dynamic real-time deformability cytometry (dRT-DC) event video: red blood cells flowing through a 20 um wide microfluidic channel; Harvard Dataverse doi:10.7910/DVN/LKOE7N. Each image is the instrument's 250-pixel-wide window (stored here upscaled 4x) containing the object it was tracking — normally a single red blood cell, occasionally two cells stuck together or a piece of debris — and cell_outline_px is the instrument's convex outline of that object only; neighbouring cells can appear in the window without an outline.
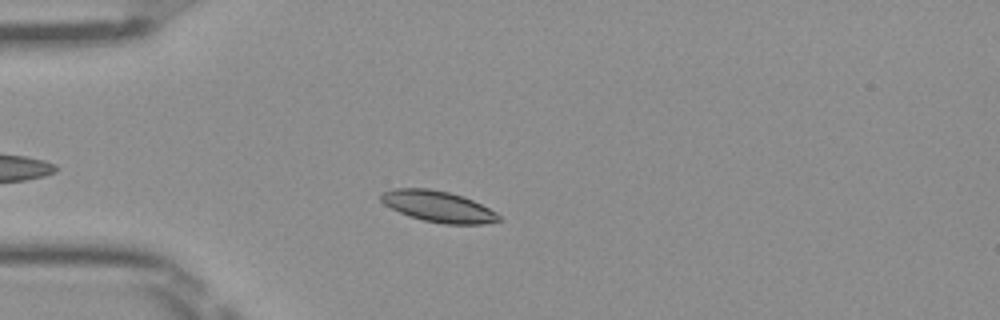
{"species": "Egyptian fruit bat (a non-hibernating species)", "species_latin": "Rousettus aegyptiacus", "temperature_condition": "room temperature", "stored_images_in_passage": 46, "camera_frame_rate_fps": 3000, "um_per_image_px": 0.085, "frame": {"image": 1, "passage_image": 9, "time_ms": 2.667, "image_size_px": [1000, 320], "cell_outline_px": [[500, 220], [484, 224], [444, 224], [424, 220], [408, 216], [384, 204], [380, 200], [380, 192], [392, 188], [428, 188], [448, 192], [464, 196], [496, 212], [500, 216]], "centroid_in_image_um": [37.21, 17.54], "position_along_channel_um": 47.8, "area_um2": 21.33}}
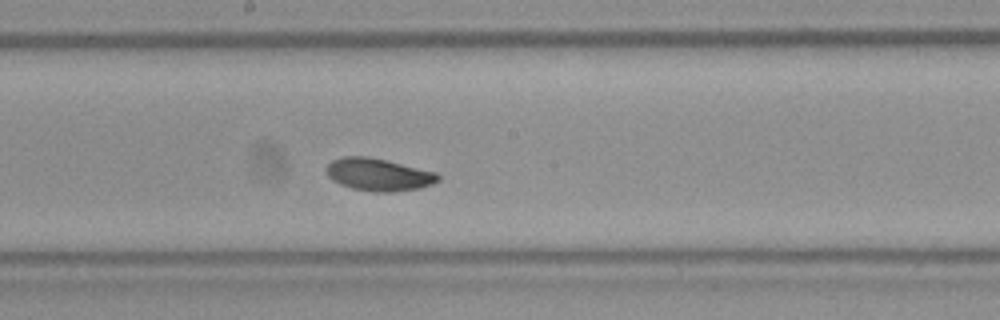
{"frame": {"image": 2, "passage_image": 23, "time_ms": 7.333, "image_size_px": [1000, 320], "cell_outline_px": [[440, 180], [432, 184], [420, 188], [392, 192], [376, 192], [352, 188], [340, 184], [332, 180], [328, 176], [324, 168], [332, 160], [344, 156], [368, 156], [436, 172], [440, 176]], "centroid_in_image_um": [32.16, 14.84], "position_along_channel_um": 216.0, "area_um2": 21.15}}
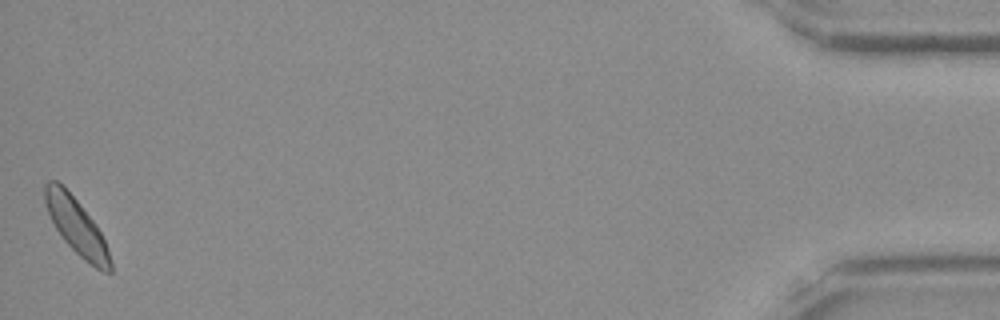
{"frame": {"image": 3, "passage_image": 46, "time_ms": 15.0, "image_size_px": [1000, 320], "cell_outline_px": [[112, 272], [104, 272], [96, 268], [84, 260], [64, 240], [56, 228], [48, 212], [44, 200], [44, 184], [48, 180], [56, 180], [76, 200], [96, 224], [108, 248], [112, 264]], "centroid_in_image_um": [6.51, 19.26], "position_along_channel_um": 428.7, "area_um2": 20.92}, "authors_computed_cell_mechanics": {"area_um2": 20.6346, "velocity_mm_per_s": 3.9708, "shape_relaxation_time_tau1_ms": 1.7331, "shape_relaxation_time_tau2_ms": 4.185, "deformation_change_tau1": 0.0716, "deformation_change_tau2": 0.0658}}